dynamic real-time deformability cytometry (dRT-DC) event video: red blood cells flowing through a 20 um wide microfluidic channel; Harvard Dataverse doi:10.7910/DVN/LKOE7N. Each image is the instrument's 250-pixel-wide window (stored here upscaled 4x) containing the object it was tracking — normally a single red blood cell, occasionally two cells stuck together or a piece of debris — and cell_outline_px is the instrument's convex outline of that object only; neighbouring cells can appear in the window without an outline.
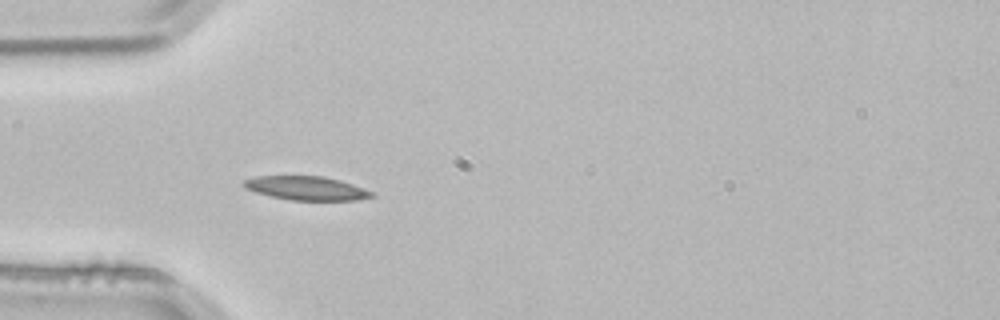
{"species": "common noctule bat (a hibernating species)", "species_latin": "Nyctalus noctula", "temperature_condition": "room temperature", "stored_images_in_passage": 2, "camera_frame_rate_fps": 3000, "um_per_image_px": 0.085, "animal": {"sex": "male", "body_mass_g": 21.5, "forearm_length_mm": 52.0}, "frame": {"image": 1, "passage_image": 2, "time_ms": 0.333, "image_size_px": [1000, 320], "cell_outline_px": [[376, 196], [356, 200], [292, 200], [272, 196], [256, 192], [244, 188], [240, 184], [244, 180], [256, 176], [324, 176], [340, 180], [352, 184], [372, 192]], "centroid_in_image_um": [26.01, 15.99], "position_along_channel_um": 59.0, "area_um2": 17.69}}